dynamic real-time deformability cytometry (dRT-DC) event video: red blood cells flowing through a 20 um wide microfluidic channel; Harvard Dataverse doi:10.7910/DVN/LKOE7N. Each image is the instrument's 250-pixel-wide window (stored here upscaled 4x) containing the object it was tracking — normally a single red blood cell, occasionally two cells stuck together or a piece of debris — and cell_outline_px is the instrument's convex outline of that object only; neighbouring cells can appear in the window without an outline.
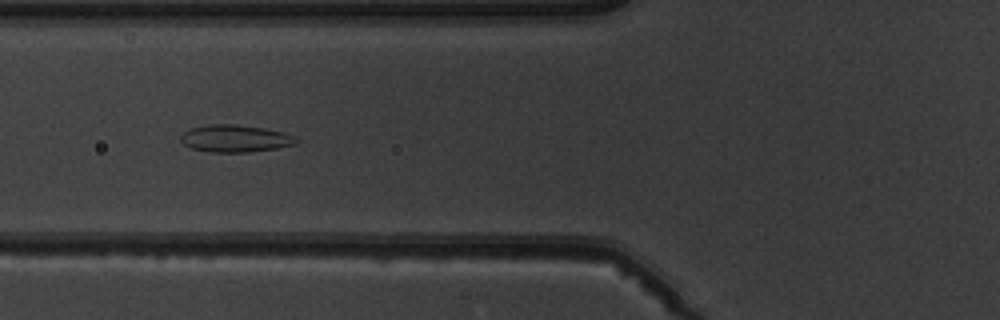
{"species": "common noctule bat (a hibernating species)", "species_latin": "Nyctalus noctula", "temperature_condition": "warm", "stored_images_in_passage": 8, "camera_frame_rate_fps": 3000, "um_per_image_px": 0.085, "animal": {"sex": "male", "body_mass_g": 19.5, "forearm_length_mm": 54.6}, "frame": {"image": 1, "passage_image": 6, "time_ms": 6.0, "image_size_px": [1000, 320], "cell_outline_px": [[300, 140], [296, 144], [276, 148], [248, 152], [212, 152], [192, 148], [184, 144], [180, 140], [180, 136], [184, 132], [192, 128], [212, 124], [236, 124], [284, 132], [296, 136]], "centroid_in_image_um": [20.02, 11.77], "position_along_channel_um": 105.8, "area_um2": 18.21}}
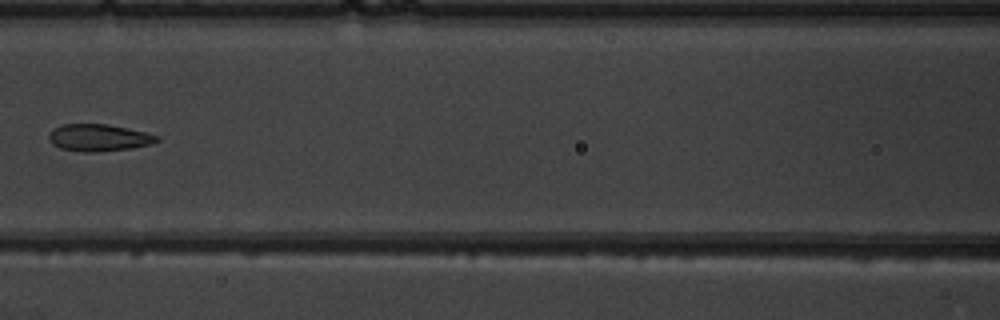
{"frame": {"image": 2, "passage_image": 7, "time_ms": 7.333, "image_size_px": [1000, 320], "cell_outline_px": [[160, 140], [152, 144], [132, 148], [96, 152], [84, 152], [60, 148], [52, 144], [48, 136], [52, 128], [64, 124], [108, 124], [128, 128], [160, 136]], "centroid_in_image_um": [8.41, 11.7], "position_along_channel_um": 158.2, "area_um2": 17.11}}
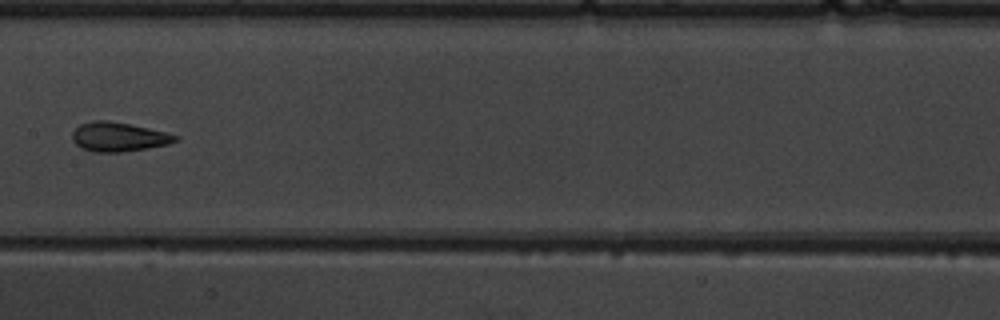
{"frame": {"image": 3, "passage_image": 8, "time_ms": 8.333, "image_size_px": [1000, 320], "cell_outline_px": [[180, 140], [168, 144], [148, 148], [120, 152], [92, 152], [76, 144], [72, 140], [72, 132], [80, 124], [92, 120], [108, 120], [148, 128], [180, 136]], "centroid_in_image_um": [10.08, 11.63], "position_along_channel_um": 197.3, "area_um2": 17.51}}